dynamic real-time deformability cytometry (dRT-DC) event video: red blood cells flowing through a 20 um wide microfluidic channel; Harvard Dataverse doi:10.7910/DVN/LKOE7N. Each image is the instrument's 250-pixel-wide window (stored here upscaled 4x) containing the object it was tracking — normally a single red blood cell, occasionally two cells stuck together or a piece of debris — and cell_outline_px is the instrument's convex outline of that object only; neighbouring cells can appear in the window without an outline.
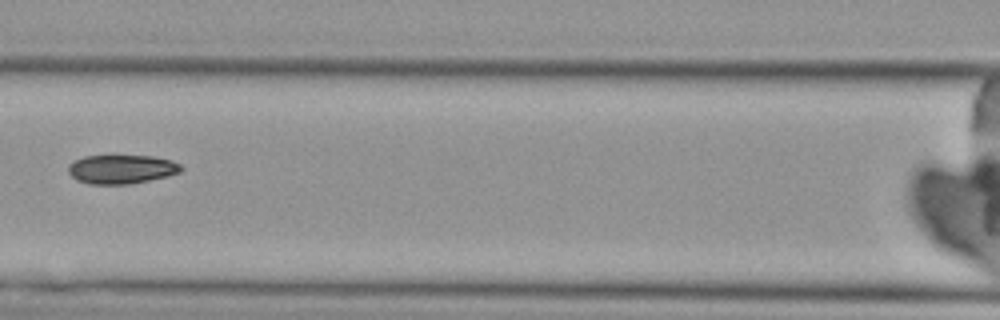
{"species": "Egyptian fruit bat (a non-hibernating species)", "species_latin": "Rousettus aegyptiacus", "temperature_condition": "cold", "stored_images_in_passage": 7, "camera_frame_rate_fps": 3000, "um_per_image_px": 0.085, "animal": {"sex": "female"}, "frame": {"image": 1, "passage_image": 7, "time_ms": 8.333, "image_size_px": [1000, 320], "cell_outline_px": [[184, 168], [180, 172], [168, 176], [128, 184], [88, 184], [76, 180], [68, 172], [68, 164], [72, 160], [84, 156], [112, 152], [152, 156], [172, 160], [180, 164]], "centroid_in_image_um": [10.28, 14.32], "position_along_channel_um": 156.3, "area_um2": 20.11}}